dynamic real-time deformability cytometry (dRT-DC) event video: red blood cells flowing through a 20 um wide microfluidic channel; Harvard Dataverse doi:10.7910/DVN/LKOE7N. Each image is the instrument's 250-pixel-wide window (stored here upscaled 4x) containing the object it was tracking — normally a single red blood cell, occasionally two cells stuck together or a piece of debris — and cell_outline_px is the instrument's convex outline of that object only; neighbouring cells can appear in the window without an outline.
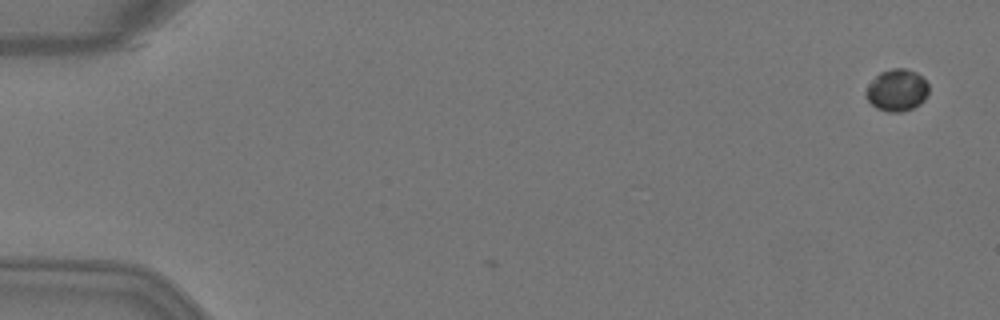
{"species": "Egyptian fruit bat (a non-hibernating species)", "species_latin": "Rousettus aegyptiacus", "temperature_condition": "warm", "stored_images_in_passage": 2, "camera_frame_rate_fps": 3000, "um_per_image_px": 0.085, "animal": {"sex": "female"}, "frame": {"image": 1, "passage_image": 1, "time_ms": 0.0, "image_size_px": [1000, 320], "cell_outline_px": [[928, 92], [924, 100], [920, 104], [912, 108], [900, 112], [888, 112], [876, 108], [864, 96], [864, 92], [876, 76], [880, 72], [892, 68], [904, 68], [916, 72], [928, 84]], "centroid_in_image_um": [76.23, 7.67], "position_along_channel_um": 8.8, "area_um2": 15.26}}